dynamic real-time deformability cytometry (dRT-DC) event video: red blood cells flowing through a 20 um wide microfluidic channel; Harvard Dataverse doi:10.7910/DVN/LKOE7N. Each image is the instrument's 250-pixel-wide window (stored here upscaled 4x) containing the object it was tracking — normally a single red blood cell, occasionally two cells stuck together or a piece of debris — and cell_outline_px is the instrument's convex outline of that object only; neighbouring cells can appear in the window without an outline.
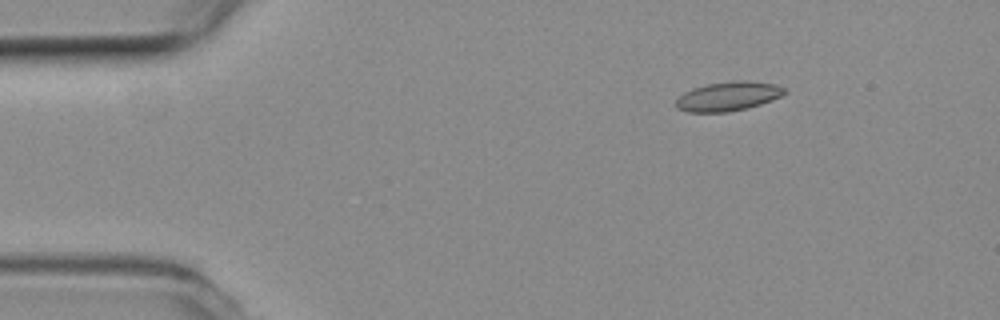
{"species": "common noctule bat (a hibernating species)", "species_latin": "Nyctalus noctula", "temperature_condition": "room temperature", "stored_images_in_passage": 3, "segment_of_instrument_passage": [2, 2], "camera_frame_rate_fps": 3000, "um_per_image_px": 0.085, "animal": {"sex": "female", "body_mass_g": 19.3, "forearm_length_mm": 54.1}, "frame": {"image": 1, "passage_image": 3, "time_ms": 0.667, "image_size_px": [1000, 320], "cell_outline_px": [[788, 92], [772, 100], [760, 104], [728, 112], [688, 112], [676, 108], [676, 100], [684, 92], [692, 88], [708, 84], [732, 80], [748, 80], [776, 84], [784, 88]], "centroid_in_image_um": [61.89, 8.17], "position_along_channel_um": 23.1, "area_um2": 18.5}}